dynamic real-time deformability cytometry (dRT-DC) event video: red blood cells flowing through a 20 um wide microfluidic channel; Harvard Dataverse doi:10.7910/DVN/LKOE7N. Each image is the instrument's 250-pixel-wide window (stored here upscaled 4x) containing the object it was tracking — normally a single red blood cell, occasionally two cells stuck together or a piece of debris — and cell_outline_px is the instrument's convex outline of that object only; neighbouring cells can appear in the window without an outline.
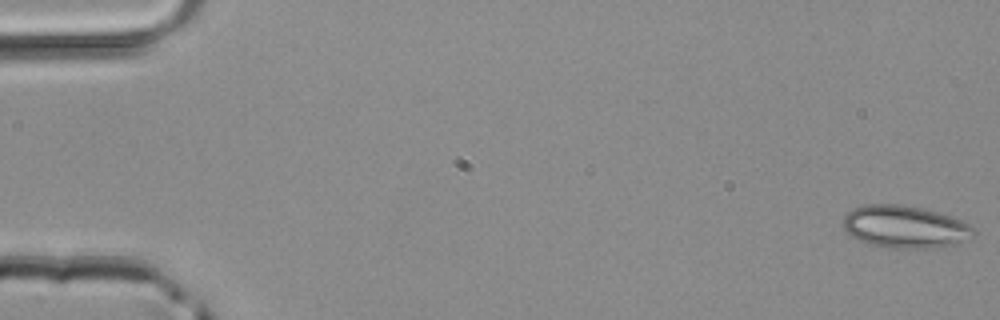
{"species": "common noctule bat (a hibernating species)", "species_latin": "Nyctalus noctula", "temperature_condition": "room temperature", "stored_images_in_passage": 49, "camera_frame_rate_fps": 3000, "um_per_image_px": 0.085, "animal": {"sex": "male", "body_mass_g": 20.4}, "frame": {"image": 1, "passage_image": 1, "time_ms": 0.0, "image_size_px": [1000, 320], "cell_outline_px": [[976, 232], [972, 236], [956, 244], [936, 248], [888, 248], [868, 244], [852, 236], [844, 228], [844, 216], [852, 208], [868, 204], [896, 204], [920, 208], [936, 212], [960, 220], [968, 224]], "centroid_in_image_um": [76.9, 19.29], "position_along_channel_um": 8.1, "area_um2": 31.96}}
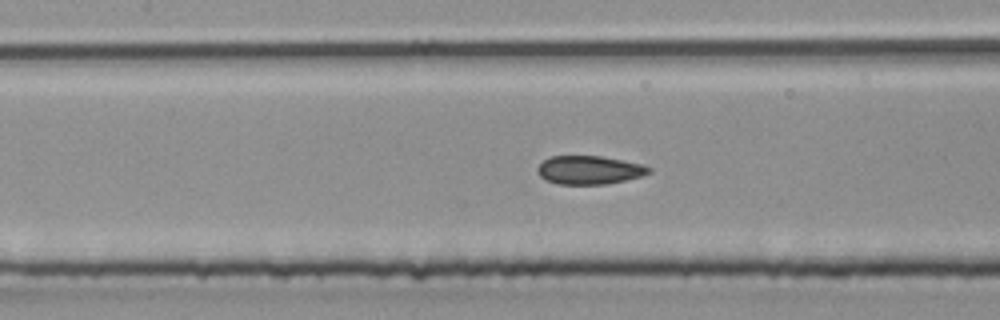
{"frame": {"image": 2, "passage_image": 22, "time_ms": 7.0, "image_size_px": [1000, 320], "cell_outline_px": [[652, 172], [640, 176], [608, 184], [556, 184], [544, 180], [536, 172], [536, 168], [544, 160], [552, 156], [600, 156], [640, 164], [652, 168]], "centroid_in_image_um": [50.04, 14.46], "position_along_channel_um": 157.4, "area_um2": 18.44}}
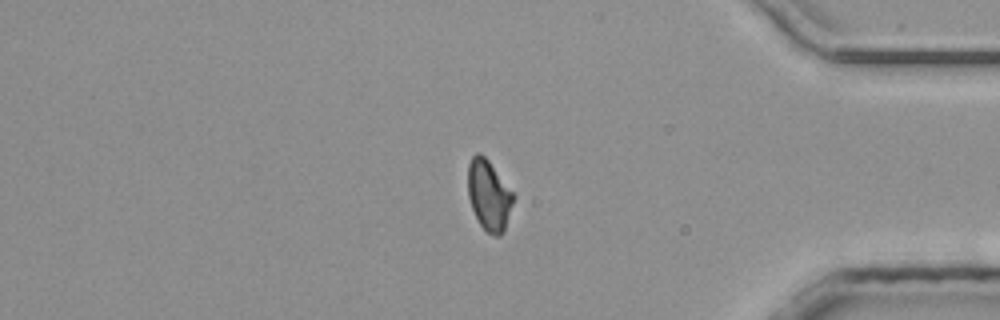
{"frame": {"image": 3, "passage_image": 40, "time_ms": 13.0, "image_size_px": [1000, 320], "cell_outline_px": [[516, 196], [504, 232], [500, 236], [492, 236], [480, 224], [472, 208], [468, 196], [468, 164], [472, 156], [476, 152], [480, 152], [488, 160]], "centroid_in_image_um": [41.57, 16.6], "position_along_channel_um": 393.6, "area_um2": 18.73}}